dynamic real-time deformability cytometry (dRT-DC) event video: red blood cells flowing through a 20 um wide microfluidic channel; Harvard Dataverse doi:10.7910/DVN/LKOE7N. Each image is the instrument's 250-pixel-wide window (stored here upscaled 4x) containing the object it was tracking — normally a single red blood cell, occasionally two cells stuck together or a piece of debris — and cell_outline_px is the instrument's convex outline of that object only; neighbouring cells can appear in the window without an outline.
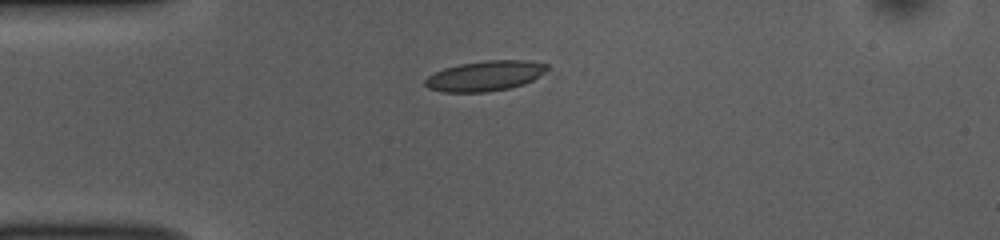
{"species": "common noctule bat (a hibernating species)", "species_latin": "Nyctalus noctula", "temperature_condition": "room temperature", "stored_images_in_passage": 4, "camera_frame_rate_fps": 3000, "um_per_image_px": 0.085, "animal": {"sex": "female", "body_mass_g": 10.0, "forearm_length_mm": 53.1}, "frame": {"image": 1, "passage_image": 1, "time_ms": 0.0, "image_size_px": [1000, 240], "cell_outline_px": [[548, 68], [544, 72], [532, 80], [524, 84], [508, 88], [488, 92], [444, 92], [428, 88], [424, 84], [424, 80], [428, 76], [444, 68], [460, 64], [484, 60], [524, 60], [548, 64]], "centroid_in_image_um": [41.21, 6.45], "position_along_channel_um": 43.8, "area_um2": 21.39}}